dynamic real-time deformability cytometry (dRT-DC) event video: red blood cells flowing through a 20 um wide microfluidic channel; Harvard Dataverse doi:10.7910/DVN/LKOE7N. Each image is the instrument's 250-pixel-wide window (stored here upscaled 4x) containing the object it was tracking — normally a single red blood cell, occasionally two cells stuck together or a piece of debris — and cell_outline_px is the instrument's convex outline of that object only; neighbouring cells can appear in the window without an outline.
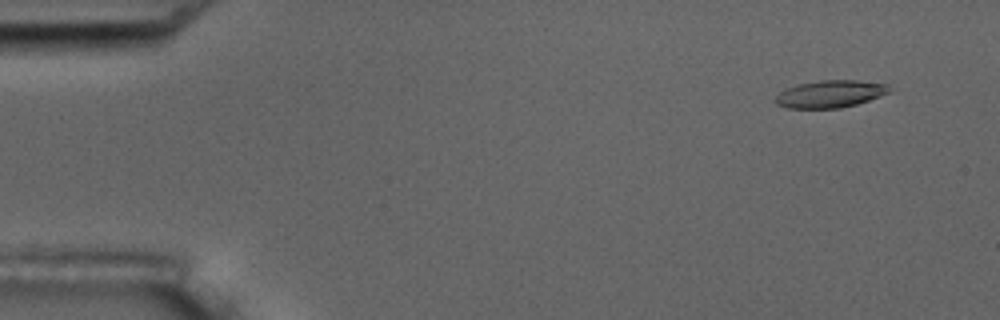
{"species": "common noctule bat (a hibernating species)", "species_latin": "Nyctalus noctula", "temperature_condition": "room temperature", "stored_images_in_passage": 7, "camera_frame_rate_fps": 3000, "um_per_image_px": 0.085, "animal": {"sex": "male", "body_mass_g": 17.5, "forearm_length_mm": 52.3}, "frame": {"image": 1, "passage_image": 2, "time_ms": 1.333, "image_size_px": [1000, 320], "cell_outline_px": [[892, 92], [856, 104], [840, 108], [788, 108], [776, 104], [772, 100], [784, 88], [800, 84], [820, 80], [856, 80], [888, 84], [892, 88]], "centroid_in_image_um": [70.57, 7.98], "position_along_channel_um": 14.4, "area_um2": 18.26}}
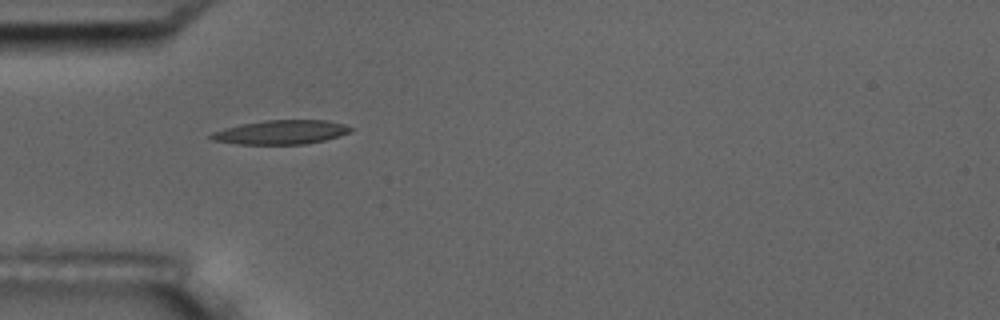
{"frame": {"image": 2, "passage_image": 5, "time_ms": 5.667, "image_size_px": [1000, 320], "cell_outline_px": [[356, 128], [348, 132], [324, 140], [304, 144], [236, 144], [212, 140], [208, 136], [212, 132], [224, 128], [240, 124], [264, 120], [328, 120], [344, 124]], "centroid_in_image_um": [23.85, 11.23], "position_along_channel_um": 61.1, "area_um2": 19.59}}